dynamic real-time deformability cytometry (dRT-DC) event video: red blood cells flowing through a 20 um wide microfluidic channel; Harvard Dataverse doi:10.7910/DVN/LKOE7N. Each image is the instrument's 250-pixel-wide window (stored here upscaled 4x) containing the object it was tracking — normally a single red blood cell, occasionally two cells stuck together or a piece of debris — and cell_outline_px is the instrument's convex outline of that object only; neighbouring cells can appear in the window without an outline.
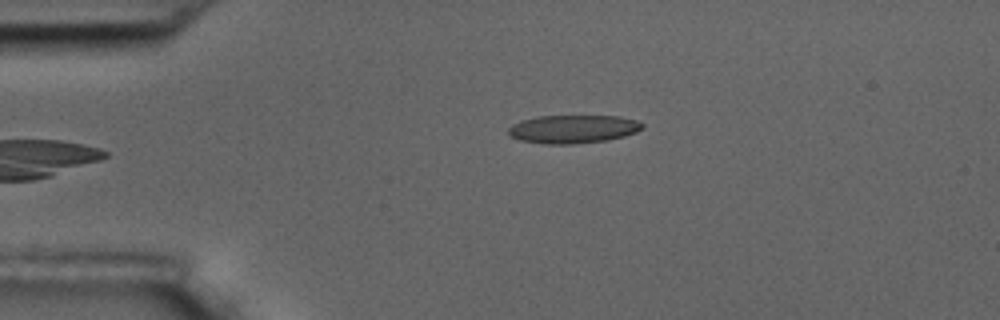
{"species": "common noctule bat (a hibernating species)", "species_latin": "Nyctalus noctula", "temperature_condition": "room temperature", "stored_images_in_passage": 5, "camera_frame_rate_fps": 3000, "um_per_image_px": 0.085, "animal": {"sex": "male", "body_mass_g": 17.5, "forearm_length_mm": 52.3}, "frame": {"image": 1, "passage_image": 5, "time_ms": 4.667, "image_size_px": [1000, 320], "cell_outline_px": [[644, 128], [636, 132], [624, 136], [608, 140], [572, 144], [544, 144], [520, 140], [512, 136], [508, 132], [508, 128], [512, 124], [520, 120], [536, 116], [620, 116], [636, 120], [644, 124]], "centroid_in_image_um": [48.71, 10.96], "position_along_channel_um": 36.3, "area_um2": 22.2}}